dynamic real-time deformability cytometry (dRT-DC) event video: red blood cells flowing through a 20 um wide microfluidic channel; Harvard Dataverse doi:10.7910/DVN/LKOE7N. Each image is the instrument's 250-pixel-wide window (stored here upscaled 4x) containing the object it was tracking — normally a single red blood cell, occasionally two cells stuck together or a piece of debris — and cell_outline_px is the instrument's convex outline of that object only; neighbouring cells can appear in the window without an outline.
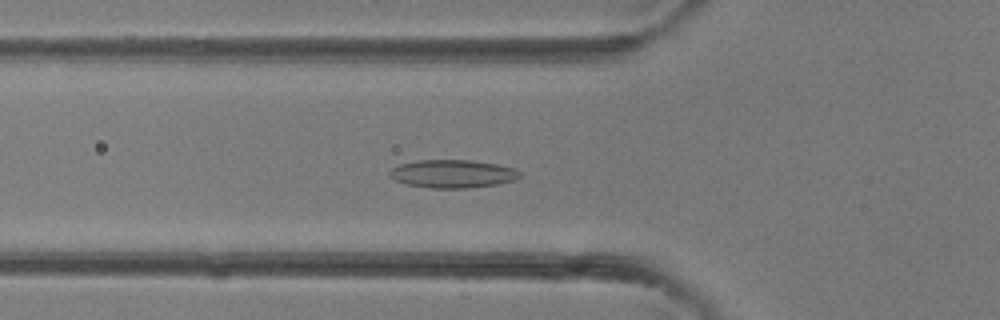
{"species": "common noctule bat (a hibernating species)", "species_latin": "Nyctalus noctula", "temperature_condition": "room temperature", "stored_images_in_passage": 34, "camera_frame_rate_fps": 3000, "um_per_image_px": 0.085, "animal": {"sex": "female"}, "frame": {"image": 1, "passage_image": 8, "time_ms": 2.333, "image_size_px": [1000, 320], "cell_outline_px": [[520, 176], [516, 180], [496, 184], [468, 188], [428, 188], [408, 184], [396, 180], [388, 176], [388, 172], [392, 168], [400, 164], [416, 160], [472, 160], [496, 164], [516, 168], [520, 172]], "centroid_in_image_um": [38.47, 14.77], "position_along_channel_um": 87.3, "area_um2": 21.39}}
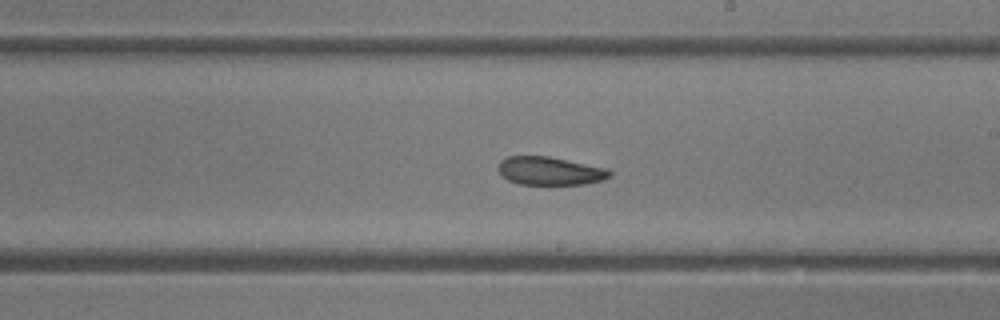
{"frame": {"image": 2, "passage_image": 17, "time_ms": 5.333, "image_size_px": [1000, 320], "cell_outline_px": [[612, 176], [600, 180], [584, 184], [520, 184], [508, 180], [496, 168], [500, 160], [508, 156], [548, 156], [608, 168], [612, 172]], "centroid_in_image_um": [46.74, 14.52], "position_along_channel_um": 242.3, "area_um2": 18.32}}
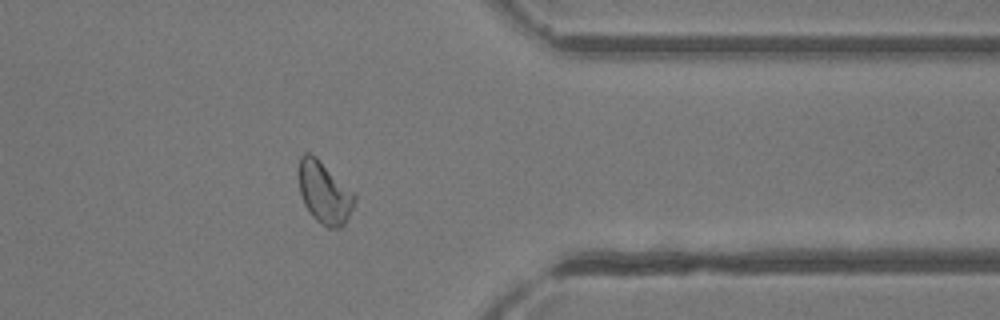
{"frame": {"image": 3, "passage_image": 26, "time_ms": 8.333, "image_size_px": [1000, 320], "cell_outline_px": [[356, 204], [344, 224], [340, 228], [328, 228], [320, 224], [312, 216], [304, 204], [300, 192], [300, 156], [304, 152], [308, 152], [316, 156], [356, 196]], "centroid_in_image_um": [27.58, 16.41], "position_along_channel_um": 383.8, "area_um2": 19.88}}